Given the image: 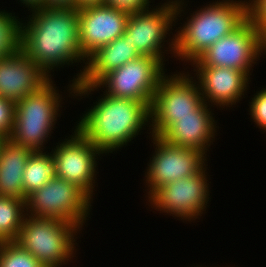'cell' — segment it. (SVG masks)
<instances>
[{"label":"cell","instance_id":"obj_1","mask_svg":"<svg viewBox=\"0 0 266 267\" xmlns=\"http://www.w3.org/2000/svg\"><path fill=\"white\" fill-rule=\"evenodd\" d=\"M31 11L29 21L21 23L20 49L50 78L48 73L53 68L87 60L79 45L78 9L37 8Z\"/></svg>","mask_w":266,"mask_h":267},{"label":"cell","instance_id":"obj_2","mask_svg":"<svg viewBox=\"0 0 266 267\" xmlns=\"http://www.w3.org/2000/svg\"><path fill=\"white\" fill-rule=\"evenodd\" d=\"M103 95L80 117L75 128L102 154H107L127 146L142 127L151 124V114L144 102Z\"/></svg>","mask_w":266,"mask_h":267},{"label":"cell","instance_id":"obj_3","mask_svg":"<svg viewBox=\"0 0 266 267\" xmlns=\"http://www.w3.org/2000/svg\"><path fill=\"white\" fill-rule=\"evenodd\" d=\"M190 16L167 44L175 58L192 63L216 41L237 29L249 14L246 1L217 0Z\"/></svg>","mask_w":266,"mask_h":267},{"label":"cell","instance_id":"obj_4","mask_svg":"<svg viewBox=\"0 0 266 267\" xmlns=\"http://www.w3.org/2000/svg\"><path fill=\"white\" fill-rule=\"evenodd\" d=\"M57 91L50 78L36 92L15 103L14 122L7 138L10 142L33 151H44L43 144L51 136L62 107V96Z\"/></svg>","mask_w":266,"mask_h":267},{"label":"cell","instance_id":"obj_5","mask_svg":"<svg viewBox=\"0 0 266 267\" xmlns=\"http://www.w3.org/2000/svg\"><path fill=\"white\" fill-rule=\"evenodd\" d=\"M160 59L140 56L120 68L110 71L96 85L69 86V93L75 97L89 96L91 91L106 87L105 94L116 98L134 99L146 103L150 108L155 90L165 75ZM102 86V87H101ZM75 94V95H74Z\"/></svg>","mask_w":266,"mask_h":267},{"label":"cell","instance_id":"obj_6","mask_svg":"<svg viewBox=\"0 0 266 267\" xmlns=\"http://www.w3.org/2000/svg\"><path fill=\"white\" fill-rule=\"evenodd\" d=\"M78 230V226L67 221L26 214L14 242L44 267H61L74 257V237Z\"/></svg>","mask_w":266,"mask_h":267},{"label":"cell","instance_id":"obj_7","mask_svg":"<svg viewBox=\"0 0 266 267\" xmlns=\"http://www.w3.org/2000/svg\"><path fill=\"white\" fill-rule=\"evenodd\" d=\"M189 76L178 72L160 80L150 108L153 136L160 137L178 118L193 116L205 104L198 82Z\"/></svg>","mask_w":266,"mask_h":267},{"label":"cell","instance_id":"obj_8","mask_svg":"<svg viewBox=\"0 0 266 267\" xmlns=\"http://www.w3.org/2000/svg\"><path fill=\"white\" fill-rule=\"evenodd\" d=\"M92 199L73 182L56 177L27 196L25 211L33 217L56 218L82 228Z\"/></svg>","mask_w":266,"mask_h":267},{"label":"cell","instance_id":"obj_9","mask_svg":"<svg viewBox=\"0 0 266 267\" xmlns=\"http://www.w3.org/2000/svg\"><path fill=\"white\" fill-rule=\"evenodd\" d=\"M184 0H171L159 7L132 11L129 14L124 35L141 56L160 59L164 62V42L172 29V23L181 14ZM182 5V6H181ZM163 45V47H162Z\"/></svg>","mask_w":266,"mask_h":267},{"label":"cell","instance_id":"obj_10","mask_svg":"<svg viewBox=\"0 0 266 267\" xmlns=\"http://www.w3.org/2000/svg\"><path fill=\"white\" fill-rule=\"evenodd\" d=\"M261 55L260 30L248 17L231 34L220 38L204 51L192 62V66L239 69L250 78V70H253V64Z\"/></svg>","mask_w":266,"mask_h":267},{"label":"cell","instance_id":"obj_11","mask_svg":"<svg viewBox=\"0 0 266 267\" xmlns=\"http://www.w3.org/2000/svg\"><path fill=\"white\" fill-rule=\"evenodd\" d=\"M206 168L190 177L169 182L157 188L149 197L155 210L170 213L181 220H195L201 216L209 201Z\"/></svg>","mask_w":266,"mask_h":267},{"label":"cell","instance_id":"obj_12","mask_svg":"<svg viewBox=\"0 0 266 267\" xmlns=\"http://www.w3.org/2000/svg\"><path fill=\"white\" fill-rule=\"evenodd\" d=\"M152 136L155 152L145 173L149 197L157 188L183 177L194 176L205 166L206 155L193 148L174 146Z\"/></svg>","mask_w":266,"mask_h":267},{"label":"cell","instance_id":"obj_13","mask_svg":"<svg viewBox=\"0 0 266 267\" xmlns=\"http://www.w3.org/2000/svg\"><path fill=\"white\" fill-rule=\"evenodd\" d=\"M70 138L59 143L51 151L56 164L57 177L73 182L92 198L93 189L96 186L95 179H97L95 177L96 159L102 153L77 129Z\"/></svg>","mask_w":266,"mask_h":267},{"label":"cell","instance_id":"obj_14","mask_svg":"<svg viewBox=\"0 0 266 267\" xmlns=\"http://www.w3.org/2000/svg\"><path fill=\"white\" fill-rule=\"evenodd\" d=\"M79 45L88 58L101 46L122 36L130 12L107 4L92 5L78 9Z\"/></svg>","mask_w":266,"mask_h":267},{"label":"cell","instance_id":"obj_15","mask_svg":"<svg viewBox=\"0 0 266 267\" xmlns=\"http://www.w3.org/2000/svg\"><path fill=\"white\" fill-rule=\"evenodd\" d=\"M50 77L21 49L0 58V97L17 103L36 92Z\"/></svg>","mask_w":266,"mask_h":267},{"label":"cell","instance_id":"obj_16","mask_svg":"<svg viewBox=\"0 0 266 267\" xmlns=\"http://www.w3.org/2000/svg\"><path fill=\"white\" fill-rule=\"evenodd\" d=\"M195 71L203 101L221 108L242 99L250 80L243 71L228 67L195 66Z\"/></svg>","mask_w":266,"mask_h":267},{"label":"cell","instance_id":"obj_17","mask_svg":"<svg viewBox=\"0 0 266 267\" xmlns=\"http://www.w3.org/2000/svg\"><path fill=\"white\" fill-rule=\"evenodd\" d=\"M141 55L124 34L105 44L91 54L77 77L72 80L75 86L96 85L110 71L139 58Z\"/></svg>","mask_w":266,"mask_h":267},{"label":"cell","instance_id":"obj_18","mask_svg":"<svg viewBox=\"0 0 266 267\" xmlns=\"http://www.w3.org/2000/svg\"><path fill=\"white\" fill-rule=\"evenodd\" d=\"M212 114L205 103L193 116L178 118L160 138L171 145L193 148L207 155L217 127Z\"/></svg>","mask_w":266,"mask_h":267},{"label":"cell","instance_id":"obj_19","mask_svg":"<svg viewBox=\"0 0 266 267\" xmlns=\"http://www.w3.org/2000/svg\"><path fill=\"white\" fill-rule=\"evenodd\" d=\"M32 149L10 142L0 147V196L24 200L23 172Z\"/></svg>","mask_w":266,"mask_h":267},{"label":"cell","instance_id":"obj_20","mask_svg":"<svg viewBox=\"0 0 266 267\" xmlns=\"http://www.w3.org/2000/svg\"><path fill=\"white\" fill-rule=\"evenodd\" d=\"M57 177L56 164L50 153L33 151L29 156L23 172L24 200L34 190L41 188L51 179Z\"/></svg>","mask_w":266,"mask_h":267},{"label":"cell","instance_id":"obj_21","mask_svg":"<svg viewBox=\"0 0 266 267\" xmlns=\"http://www.w3.org/2000/svg\"><path fill=\"white\" fill-rule=\"evenodd\" d=\"M25 200L0 196V243L14 241L26 216Z\"/></svg>","mask_w":266,"mask_h":267},{"label":"cell","instance_id":"obj_22","mask_svg":"<svg viewBox=\"0 0 266 267\" xmlns=\"http://www.w3.org/2000/svg\"><path fill=\"white\" fill-rule=\"evenodd\" d=\"M16 18L12 13L0 11V58L20 50L21 22Z\"/></svg>","mask_w":266,"mask_h":267},{"label":"cell","instance_id":"obj_23","mask_svg":"<svg viewBox=\"0 0 266 267\" xmlns=\"http://www.w3.org/2000/svg\"><path fill=\"white\" fill-rule=\"evenodd\" d=\"M0 267H44L14 241L0 243Z\"/></svg>","mask_w":266,"mask_h":267},{"label":"cell","instance_id":"obj_24","mask_svg":"<svg viewBox=\"0 0 266 267\" xmlns=\"http://www.w3.org/2000/svg\"><path fill=\"white\" fill-rule=\"evenodd\" d=\"M250 103V115L257 126L266 131V88L256 92Z\"/></svg>","mask_w":266,"mask_h":267},{"label":"cell","instance_id":"obj_25","mask_svg":"<svg viewBox=\"0 0 266 267\" xmlns=\"http://www.w3.org/2000/svg\"><path fill=\"white\" fill-rule=\"evenodd\" d=\"M15 116V103L0 97V134L8 138Z\"/></svg>","mask_w":266,"mask_h":267},{"label":"cell","instance_id":"obj_26","mask_svg":"<svg viewBox=\"0 0 266 267\" xmlns=\"http://www.w3.org/2000/svg\"><path fill=\"white\" fill-rule=\"evenodd\" d=\"M150 2L151 1L149 0H105V4L116 8L126 9L129 12L149 8Z\"/></svg>","mask_w":266,"mask_h":267},{"label":"cell","instance_id":"obj_27","mask_svg":"<svg viewBox=\"0 0 266 267\" xmlns=\"http://www.w3.org/2000/svg\"><path fill=\"white\" fill-rule=\"evenodd\" d=\"M249 18L260 32L266 27V0H259L249 11Z\"/></svg>","mask_w":266,"mask_h":267},{"label":"cell","instance_id":"obj_28","mask_svg":"<svg viewBox=\"0 0 266 267\" xmlns=\"http://www.w3.org/2000/svg\"><path fill=\"white\" fill-rule=\"evenodd\" d=\"M44 8H75V0H44Z\"/></svg>","mask_w":266,"mask_h":267},{"label":"cell","instance_id":"obj_29","mask_svg":"<svg viewBox=\"0 0 266 267\" xmlns=\"http://www.w3.org/2000/svg\"><path fill=\"white\" fill-rule=\"evenodd\" d=\"M99 4H105V0H75L76 9Z\"/></svg>","mask_w":266,"mask_h":267},{"label":"cell","instance_id":"obj_30","mask_svg":"<svg viewBox=\"0 0 266 267\" xmlns=\"http://www.w3.org/2000/svg\"><path fill=\"white\" fill-rule=\"evenodd\" d=\"M23 5L31 8L29 10H35L37 8H44V0H20Z\"/></svg>","mask_w":266,"mask_h":267},{"label":"cell","instance_id":"obj_31","mask_svg":"<svg viewBox=\"0 0 266 267\" xmlns=\"http://www.w3.org/2000/svg\"><path fill=\"white\" fill-rule=\"evenodd\" d=\"M261 53L266 54V27L260 32Z\"/></svg>","mask_w":266,"mask_h":267},{"label":"cell","instance_id":"obj_32","mask_svg":"<svg viewBox=\"0 0 266 267\" xmlns=\"http://www.w3.org/2000/svg\"><path fill=\"white\" fill-rule=\"evenodd\" d=\"M251 1V2H250ZM259 0H249L248 2H246L248 11L258 2Z\"/></svg>","mask_w":266,"mask_h":267},{"label":"cell","instance_id":"obj_33","mask_svg":"<svg viewBox=\"0 0 266 267\" xmlns=\"http://www.w3.org/2000/svg\"><path fill=\"white\" fill-rule=\"evenodd\" d=\"M6 140H7V138H6L4 135L0 134V147L2 146V144H3Z\"/></svg>","mask_w":266,"mask_h":267}]
</instances>
